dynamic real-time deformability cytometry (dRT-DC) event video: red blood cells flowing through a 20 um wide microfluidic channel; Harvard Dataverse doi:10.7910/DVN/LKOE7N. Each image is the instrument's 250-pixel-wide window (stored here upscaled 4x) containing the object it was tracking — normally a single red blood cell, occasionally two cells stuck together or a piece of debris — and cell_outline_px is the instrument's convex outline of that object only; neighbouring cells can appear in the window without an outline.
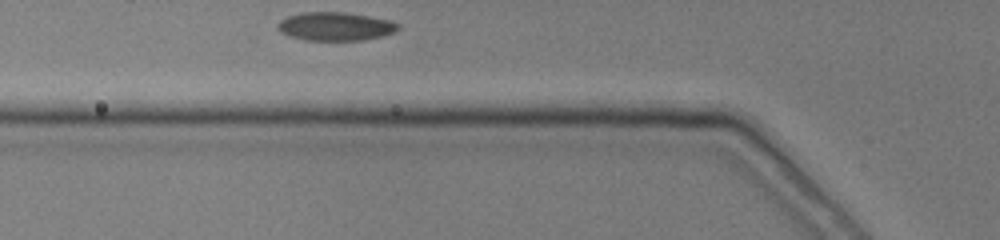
{"species": "common noctule bat (a hibernating species)", "species_latin": "Nyctalus noctula", "temperature_condition": "cold", "stored_images_in_passage": 7, "camera_frame_rate_fps": 3000, "um_per_image_px": 0.085, "animal": {"sex": "female", "body_mass_g": 19.0, "forearm_length_mm": 51.5}, "frame": {"image": 1, "passage_image": 5, "time_ms": 0.667, "image_size_px": [1000, 240], "cell_outline_px": [[400, 28], [396, 32], [384, 36], [360, 40], [308, 40], [292, 36], [280, 32], [276, 28], [276, 24], [280, 20], [288, 16], [300, 12], [348, 12], [392, 20], [400, 24]], "centroid_in_image_um": [28.55, 2.23], "position_along_channel_um": 97.3, "area_um2": 20.23}}